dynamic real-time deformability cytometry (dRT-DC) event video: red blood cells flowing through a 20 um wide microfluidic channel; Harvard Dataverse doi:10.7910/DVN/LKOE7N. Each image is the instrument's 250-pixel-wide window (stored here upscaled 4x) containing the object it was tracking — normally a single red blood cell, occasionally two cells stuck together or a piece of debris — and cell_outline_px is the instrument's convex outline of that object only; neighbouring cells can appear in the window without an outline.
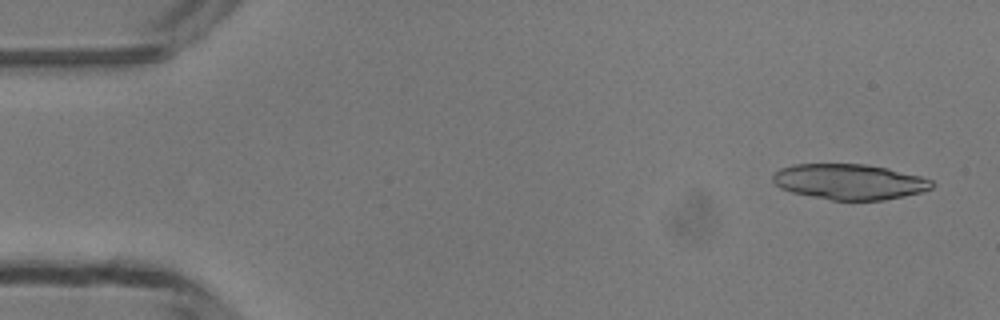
{"species": "common noctule bat (a hibernating species)", "species_latin": "Nyctalus noctula", "temperature_condition": "room temperature", "stored_images_in_passage": 14, "camera_frame_rate_fps": 3000, "um_per_image_px": 0.085, "animal": {"sex": "male", "body_mass_g": 13.3}, "frame": {"image": 1, "passage_image": 2, "time_ms": 0.333, "image_size_px": [1000, 320], "cell_outline_px": [[936, 184], [932, 188], [920, 192], [904, 196], [884, 200], [832, 200], [792, 192], [780, 188], [772, 180], [772, 176], [780, 168], [792, 164], [864, 164], [888, 168], [920, 176], [932, 180]], "centroid_in_image_um": [72.21, 15.44], "position_along_channel_um": 12.8, "area_um2": 32.89}}